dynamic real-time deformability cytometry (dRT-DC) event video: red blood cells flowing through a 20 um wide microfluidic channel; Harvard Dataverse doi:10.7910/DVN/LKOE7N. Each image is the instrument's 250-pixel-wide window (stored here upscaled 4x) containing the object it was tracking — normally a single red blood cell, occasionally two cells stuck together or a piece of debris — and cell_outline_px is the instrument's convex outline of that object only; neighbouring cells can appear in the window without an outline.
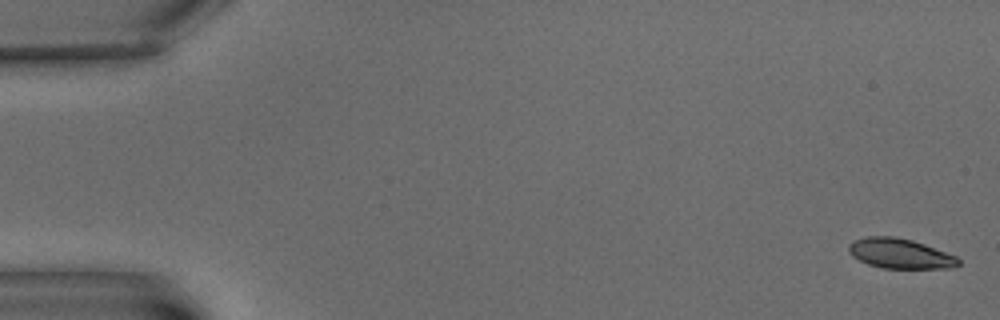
{"species": "common noctule bat (a hibernating species)", "species_latin": "Nyctalus noctula", "temperature_condition": "warm", "stored_images_in_passage": 3, "camera_frame_rate_fps": 3000, "um_per_image_px": 0.085, "animal": {"sex": "male", "body_mass_g": 15.6}, "frame": {"image": 1, "passage_image": 1, "time_ms": 0.0, "image_size_px": [1000, 320], "cell_outline_px": [[960, 264], [952, 268], [880, 268], [868, 264], [852, 256], [848, 252], [848, 244], [852, 240], [868, 236], [892, 236], [912, 240], [924, 244], [956, 256], [960, 260]], "centroid_in_image_um": [76.47, 21.55], "position_along_channel_um": 8.5, "area_um2": 19.19}}